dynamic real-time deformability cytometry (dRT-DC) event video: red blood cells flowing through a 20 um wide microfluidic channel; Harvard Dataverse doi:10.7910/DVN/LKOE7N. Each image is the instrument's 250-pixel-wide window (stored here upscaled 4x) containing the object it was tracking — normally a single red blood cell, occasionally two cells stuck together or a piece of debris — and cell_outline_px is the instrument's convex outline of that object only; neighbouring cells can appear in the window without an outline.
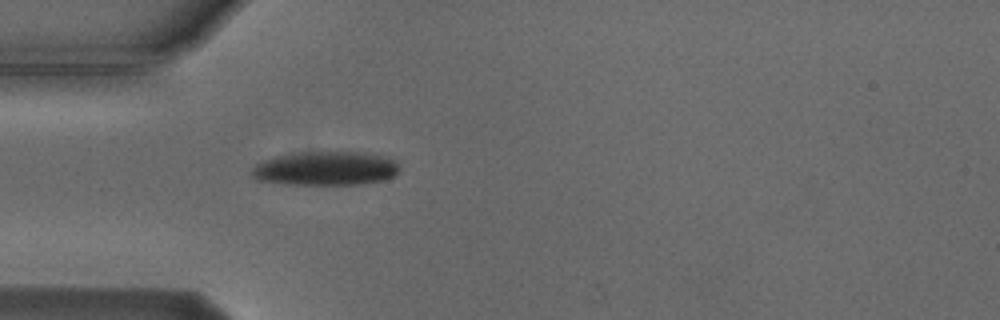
{"species": "Egyptian fruit bat (a non-hibernating species)", "species_latin": "Rousettus aegyptiacus", "temperature_condition": "cold", "stored_images_in_passage": 1, "camera_frame_rate_fps": 3000, "um_per_image_px": 0.085, "animal": {"sex": "male"}, "frame": {"image": 1, "passage_image": 1, "time_ms": 0.0, "image_size_px": [1000, 320], "cell_outline_px": [[400, 172], [384, 180], [356, 184], [280, 184], [256, 180], [252, 176], [252, 168], [256, 164], [264, 160], [276, 156], [300, 152], [356, 152], [380, 156], [396, 160], [400, 164]], "centroid_in_image_um": [27.66, 14.32], "position_along_channel_um": 57.3, "area_um2": 29.19}}